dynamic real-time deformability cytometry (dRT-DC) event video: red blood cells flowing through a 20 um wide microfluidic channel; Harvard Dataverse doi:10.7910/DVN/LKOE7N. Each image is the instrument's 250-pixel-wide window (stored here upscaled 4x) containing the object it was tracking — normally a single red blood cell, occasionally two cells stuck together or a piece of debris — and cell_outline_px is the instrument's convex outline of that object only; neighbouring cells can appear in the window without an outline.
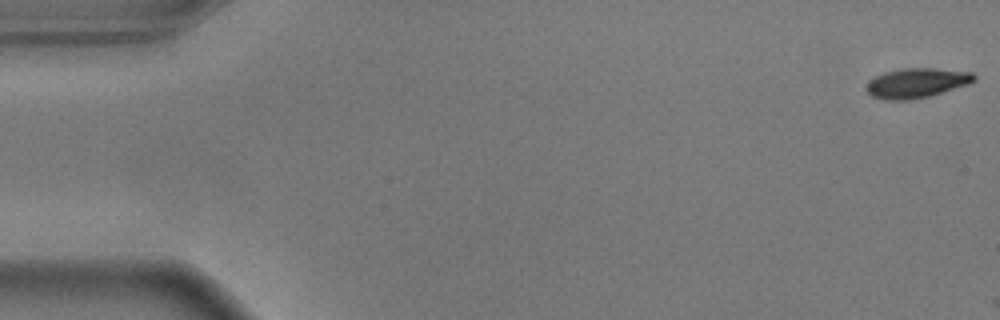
{"species": "common noctule bat (a hibernating species)", "species_latin": "Nyctalus noctula", "temperature_condition": "warm", "stored_images_in_passage": 6, "camera_frame_rate_fps": 3000, "um_per_image_px": 0.085, "animal": {"sex": "male", "body_mass_g": 17.9}, "frame": {"image": 1, "passage_image": 1, "time_ms": 0.0, "image_size_px": [1000, 320], "cell_outline_px": [[976, 80], [968, 84], [928, 96], [908, 100], [884, 100], [872, 96], [864, 88], [876, 76], [884, 72], [900, 68], [936, 68], [972, 72], [976, 76]], "centroid_in_image_um": [77.91, 7.04], "position_along_channel_um": 7.1, "area_um2": 18.55}}